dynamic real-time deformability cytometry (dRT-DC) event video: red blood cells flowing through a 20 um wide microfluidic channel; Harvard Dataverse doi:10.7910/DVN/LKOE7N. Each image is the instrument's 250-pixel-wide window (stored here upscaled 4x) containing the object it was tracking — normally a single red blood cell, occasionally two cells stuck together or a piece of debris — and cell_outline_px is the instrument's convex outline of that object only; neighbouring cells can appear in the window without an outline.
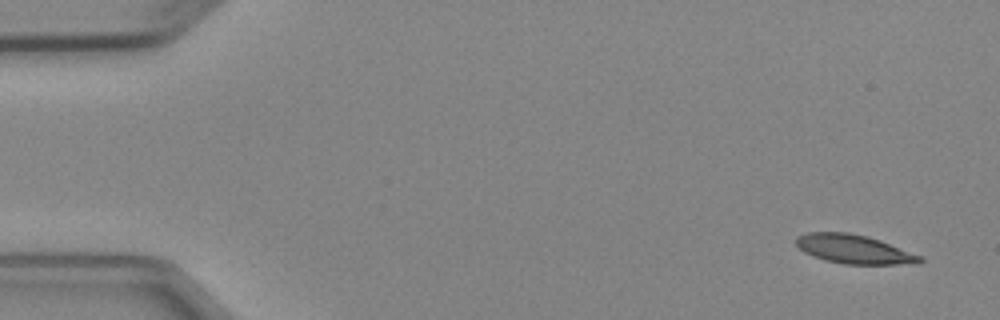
{"species": "Egyptian fruit bat (a non-hibernating species)", "species_latin": "Rousettus aegyptiacus", "temperature_condition": "cold", "stored_images_in_passage": 4, "camera_frame_rate_fps": 3000, "um_per_image_px": 0.085, "animal": {"sex": "female"}, "frame": {"image": 1, "passage_image": 1, "time_ms": 0.0, "image_size_px": [1000, 320], "cell_outline_px": [[924, 260], [920, 264], [844, 264], [824, 260], [804, 252], [796, 244], [796, 236], [808, 232], [848, 232], [868, 236], [880, 240], [924, 256]], "centroid_in_image_um": [72.64, 21.18], "position_along_channel_um": 12.4, "area_um2": 21.1}}